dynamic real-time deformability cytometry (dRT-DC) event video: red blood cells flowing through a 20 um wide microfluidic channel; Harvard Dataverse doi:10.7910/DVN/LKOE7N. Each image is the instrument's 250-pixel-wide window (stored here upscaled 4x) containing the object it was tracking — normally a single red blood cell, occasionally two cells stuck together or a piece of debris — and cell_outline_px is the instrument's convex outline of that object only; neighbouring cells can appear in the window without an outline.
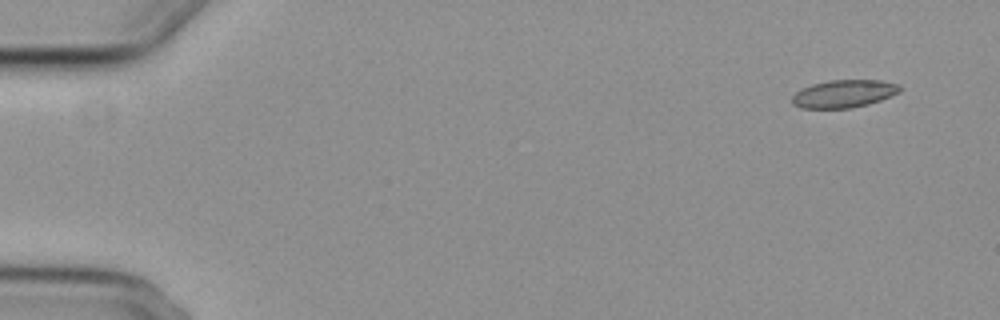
{"species": "common noctule bat (a hibernating species)", "species_latin": "Nyctalus noctula", "temperature_condition": "cold", "stored_images_in_passage": 7, "camera_frame_rate_fps": 3000, "um_per_image_px": 0.085, "animal": {"sex": "female", "body_mass_g": 29.2, "forearm_length_mm": 56.3}, "frame": {"image": 1, "passage_image": 1, "time_ms": 0.0, "image_size_px": [1000, 320], "cell_outline_px": [[900, 92], [880, 100], [868, 104], [852, 108], [800, 108], [792, 104], [792, 96], [796, 92], [812, 84], [828, 80], [880, 80], [900, 84]], "centroid_in_image_um": [71.73, 7.96], "position_along_channel_um": 13.3, "area_um2": 17.4}}
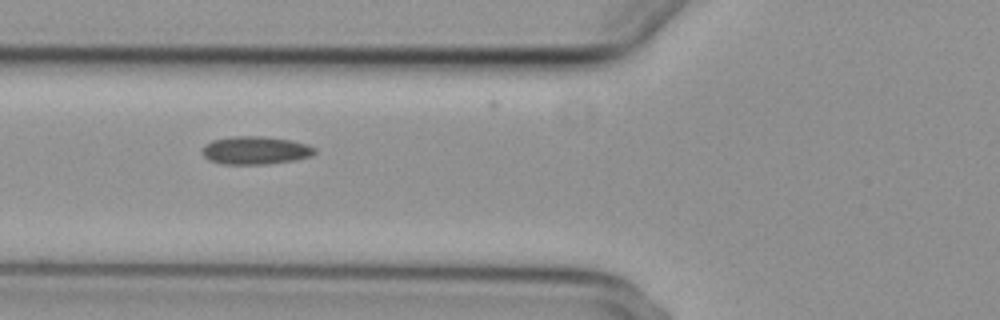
{"frame": {"image": 2, "passage_image": 5, "time_ms": 6.0, "image_size_px": [1000, 320], "cell_outline_px": [[316, 152], [312, 156], [296, 160], [268, 164], [220, 164], [208, 160], [200, 152], [204, 144], [212, 140], [232, 136], [264, 136], [292, 140], [308, 144], [316, 148]], "centroid_in_image_um": [21.7, 12.78], "position_along_channel_um": 104.1, "area_um2": 18.79}}
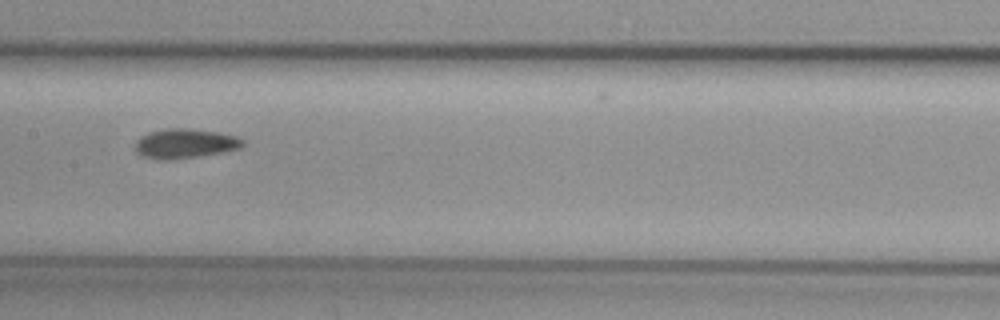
{"frame": {"image": 3, "passage_image": 7, "time_ms": 8.333, "image_size_px": [1000, 320], "cell_outline_px": [[244, 144], [240, 148], [220, 152], [176, 160], [160, 160], [140, 156], [132, 148], [136, 140], [140, 136], [148, 132], [168, 128], [188, 128], [220, 132], [236, 136], [244, 140]], "centroid_in_image_um": [15.65, 12.2], "position_along_channel_um": 191.7, "area_um2": 18.9}}